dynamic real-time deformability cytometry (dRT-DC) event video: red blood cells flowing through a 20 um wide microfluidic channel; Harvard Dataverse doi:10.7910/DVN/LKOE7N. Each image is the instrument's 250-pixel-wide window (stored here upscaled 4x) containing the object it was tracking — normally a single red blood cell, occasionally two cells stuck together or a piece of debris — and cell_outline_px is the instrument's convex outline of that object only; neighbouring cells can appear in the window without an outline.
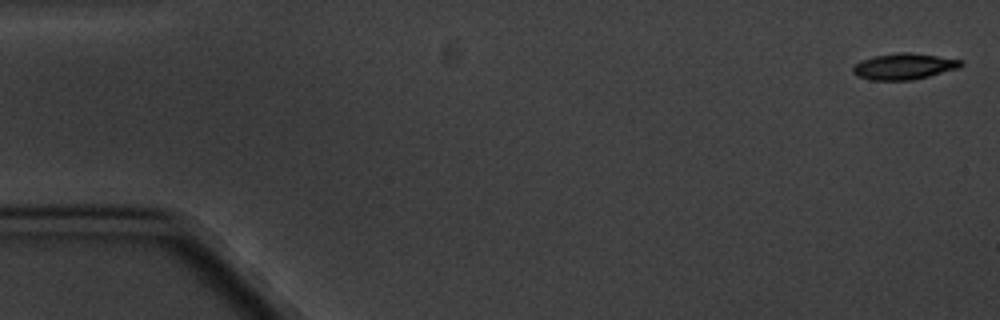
{"species": "common noctule bat (a hibernating species)", "species_latin": "Nyctalus noctula", "temperature_condition": "cold", "stored_images_in_passage": 12, "camera_frame_rate_fps": 3000, "um_per_image_px": 0.085, "animal": {"sex": "male", "body_mass_g": 20.1, "forearm_length_mm": 53.5}, "frame": {"image": 1, "passage_image": 1, "time_ms": 0.0, "image_size_px": [1000, 320], "cell_outline_px": [[964, 64], [960, 68], [912, 80], [872, 80], [856, 76], [852, 72], [852, 68], [860, 60], [872, 56], [896, 52], [908, 52], [964, 60]], "centroid_in_image_um": [76.83, 5.64], "position_along_channel_um": 8.2, "area_um2": 16.59}}
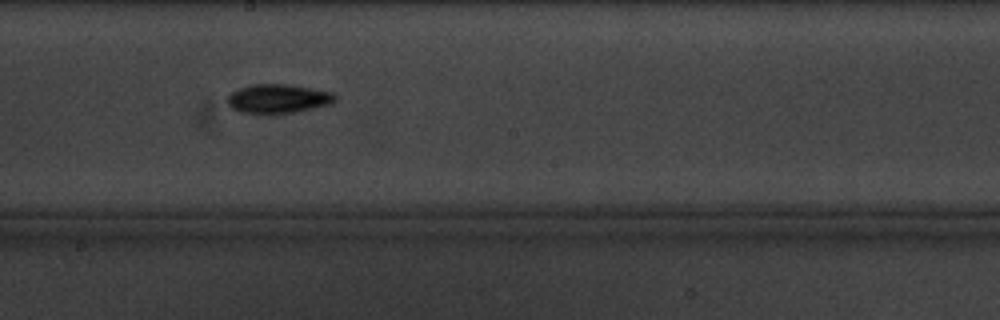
{"frame": {"image": 2, "passage_image": 10, "time_ms": 10.333, "image_size_px": [1000, 320], "cell_outline_px": [[336, 100], [332, 104], [296, 112], [240, 112], [232, 108], [228, 104], [228, 96], [232, 92], [240, 88], [252, 84], [284, 84], [332, 92], [336, 96]], "centroid_in_image_um": [23.66, 8.37], "position_along_channel_um": 224.5, "area_um2": 17.74}}
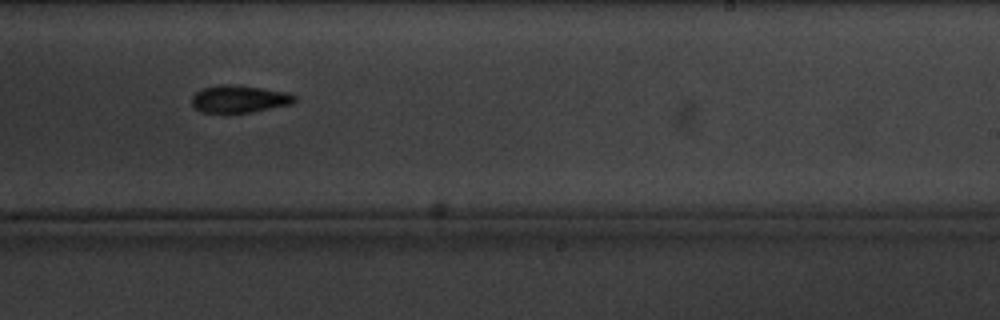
{"frame": {"image": 3, "passage_image": 11, "time_ms": 11.667, "image_size_px": [1000, 320], "cell_outline_px": [[296, 100], [292, 104], [248, 112], [204, 112], [196, 108], [192, 104], [192, 96], [196, 92], [204, 88], [220, 84], [236, 84], [284, 92], [296, 96]], "centroid_in_image_um": [20.32, 8.4], "position_along_channel_um": 268.7, "area_um2": 16.07}}